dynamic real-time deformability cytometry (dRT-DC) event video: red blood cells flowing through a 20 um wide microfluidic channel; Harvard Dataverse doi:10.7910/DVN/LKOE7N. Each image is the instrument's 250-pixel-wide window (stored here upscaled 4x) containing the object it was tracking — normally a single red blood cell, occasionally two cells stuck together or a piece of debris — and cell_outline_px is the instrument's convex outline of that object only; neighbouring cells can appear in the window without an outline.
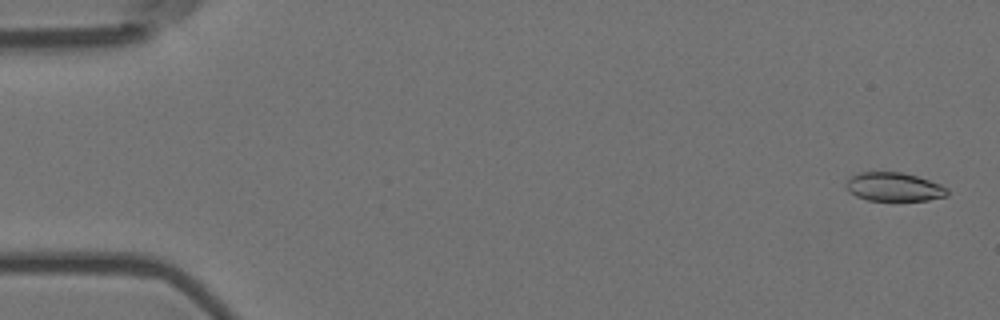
{"species": "Egyptian fruit bat (a non-hibernating species)", "species_latin": "Rousettus aegyptiacus", "temperature_condition": "room temperature", "stored_images_in_passage": 7, "camera_frame_rate_fps": 3000, "um_per_image_px": 0.085, "animal": {"sex": "female"}, "frame": {"image": 1, "passage_image": 2, "time_ms": 0.333, "image_size_px": [1000, 320], "cell_outline_px": [[948, 196], [928, 200], [868, 200], [856, 196], [848, 192], [844, 184], [844, 180], [860, 172], [900, 172], [916, 176], [940, 184], [948, 188]], "centroid_in_image_um": [75.95, 15.88], "position_along_channel_um": 9.1, "area_um2": 16.99}}